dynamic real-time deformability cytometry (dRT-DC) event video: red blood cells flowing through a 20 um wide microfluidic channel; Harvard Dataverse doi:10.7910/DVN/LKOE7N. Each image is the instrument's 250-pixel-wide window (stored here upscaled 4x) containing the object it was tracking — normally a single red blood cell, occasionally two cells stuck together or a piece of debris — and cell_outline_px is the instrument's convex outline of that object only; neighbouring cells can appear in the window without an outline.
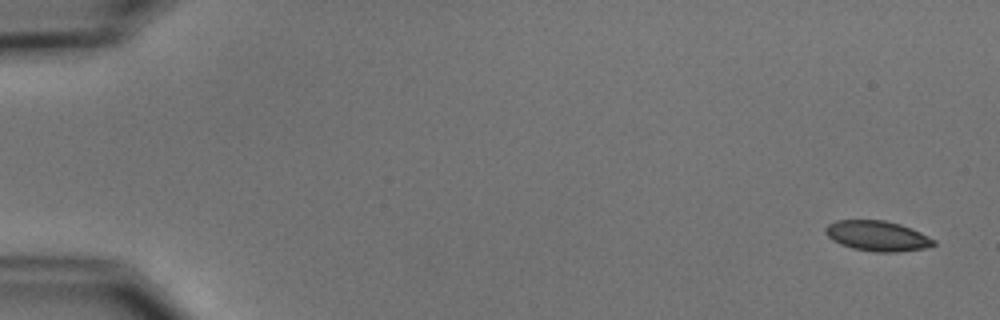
{"species": "common noctule bat (a hibernating species)", "species_latin": "Nyctalus noctula", "temperature_condition": "cold", "stored_images_in_passage": 5, "camera_frame_rate_fps": 3000, "um_per_image_px": 0.085, "animal": {"sex": "male", "body_mass_g": 15.6}, "frame": {"image": 1, "passage_image": 1, "time_ms": 0.0, "image_size_px": [1000, 320], "cell_outline_px": [[936, 244], [924, 248], [896, 252], [876, 252], [852, 248], [840, 244], [832, 240], [824, 232], [824, 228], [828, 224], [836, 220], [884, 220], [900, 224], [912, 228], [936, 240]], "centroid_in_image_um": [74.56, 20.05], "position_along_channel_um": 10.4, "area_um2": 19.13}}
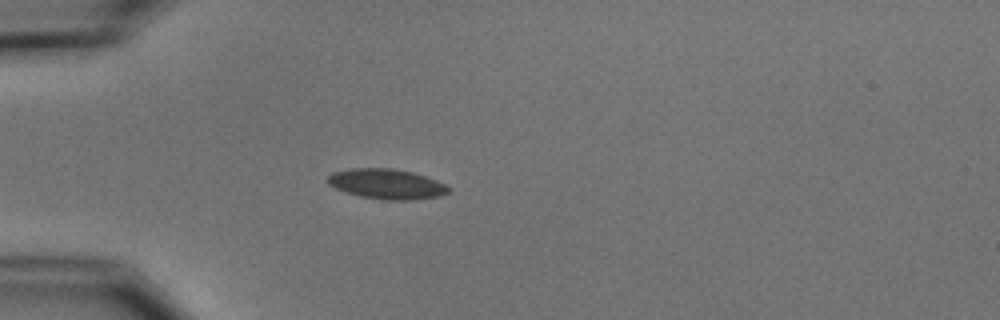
{"frame": {"image": 2, "passage_image": 4, "time_ms": 4.667, "image_size_px": [1000, 320], "cell_outline_px": [[452, 188], [448, 192], [440, 196], [412, 200], [384, 200], [360, 196], [336, 188], [328, 184], [328, 176], [332, 172], [348, 168], [392, 168], [412, 172], [436, 180]], "centroid_in_image_um": [32.87, 15.63], "position_along_channel_um": 52.1, "area_um2": 21.15}}